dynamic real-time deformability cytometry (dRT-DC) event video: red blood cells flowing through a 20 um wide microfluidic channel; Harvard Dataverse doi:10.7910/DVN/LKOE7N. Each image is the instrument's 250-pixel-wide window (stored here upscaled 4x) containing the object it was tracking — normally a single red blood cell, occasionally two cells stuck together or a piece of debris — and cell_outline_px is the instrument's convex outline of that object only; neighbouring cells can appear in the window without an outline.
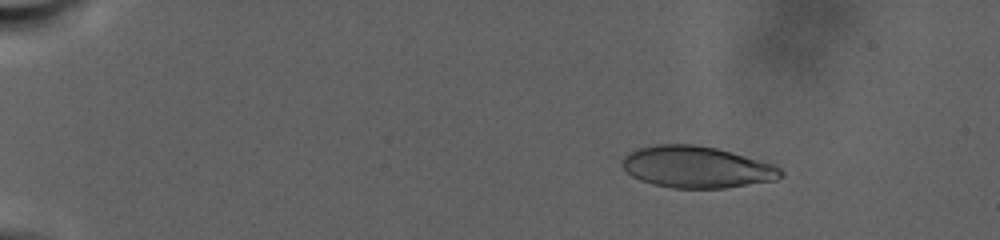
{"species": "human", "species_latin": "Homo sapiens", "temperature_condition": "warm", "stored_images_in_passage": 57, "camera_frame_rate_fps": 3000, "um_per_image_px": 0.085, "donor": {"sex": "male"}, "frame": {"image": 1, "passage_image": 14, "time_ms": 5.0, "image_size_px": [1000, 240], "cell_outline_px": [[784, 176], [776, 180], [724, 188], [672, 188], [652, 184], [640, 180], [632, 176], [620, 164], [620, 160], [628, 152], [640, 148], [656, 144], [692, 144], [716, 148], [776, 164], [784, 172]], "centroid_in_image_um": [59.23, 14.2], "position_along_channel_um": 25.8, "area_um2": 38.73}}
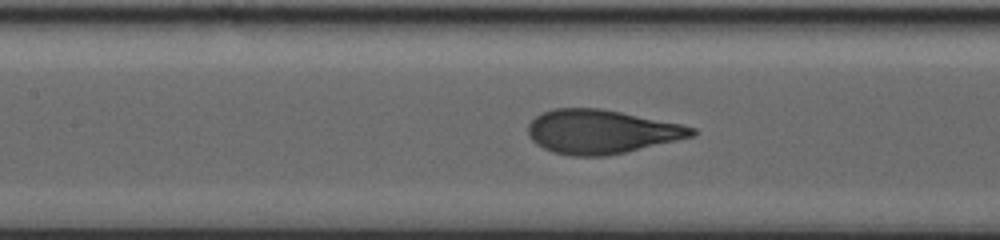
{"frame": {"image": 2, "passage_image": 39, "time_ms": 16.333, "image_size_px": [1000, 240], "cell_outline_px": [[696, 132], [692, 136], [624, 152], [604, 156], [572, 156], [552, 152], [536, 144], [528, 136], [528, 124], [536, 116], [552, 108], [600, 108], [680, 124], [696, 128]], "centroid_in_image_um": [51.04, 11.19], "position_along_channel_um": 156.4, "area_um2": 41.44}}
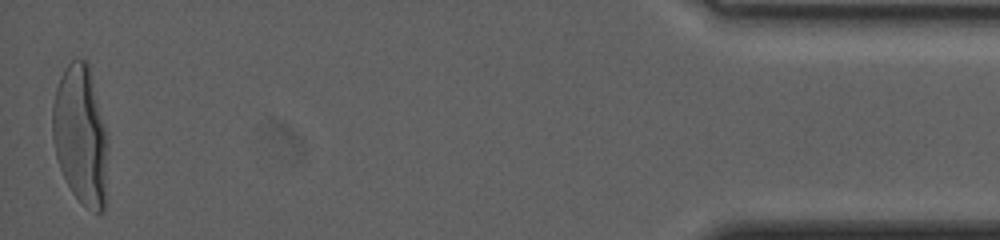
{"frame": {"image": 3, "passage_image": 57, "time_ms": 32.0, "image_size_px": [1000, 240], "cell_outline_px": [[108, 148], [104, 212], [96, 212], [88, 208], [72, 192], [60, 168], [56, 156], [52, 136], [52, 104], [56, 88], [60, 76], [64, 68], [72, 60], [88, 60], [108, 140]], "centroid_in_image_um": [6.85, 11.47], "position_along_channel_um": 428.3, "area_um2": 44.91}, "authors_computed_cell_mechanics": {"area_um2": 40.8068, "velocity_mm_per_s": 2.2113, "shape_relaxation_time_tau1_ms": 7.2464, "shape_relaxation_time_tau2_ms": null, "deformation_change_tau1": 0.2714, "deformation_change_tau2": null}}